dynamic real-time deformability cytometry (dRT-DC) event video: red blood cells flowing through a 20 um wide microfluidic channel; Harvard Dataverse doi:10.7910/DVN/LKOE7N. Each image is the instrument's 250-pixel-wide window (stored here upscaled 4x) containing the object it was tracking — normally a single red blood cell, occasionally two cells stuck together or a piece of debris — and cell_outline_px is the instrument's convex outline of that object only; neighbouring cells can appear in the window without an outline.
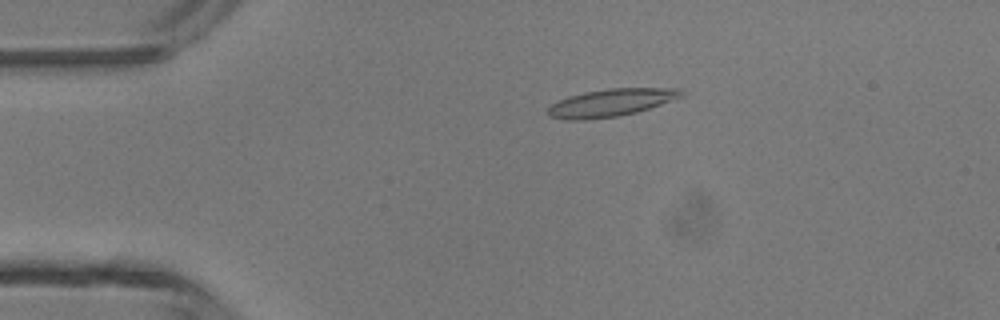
{"species": "common noctule bat (a hibernating species)", "species_latin": "Nyctalus noctula", "temperature_condition": "room temperature", "stored_images_in_passage": 48, "camera_frame_rate_fps": 3000, "um_per_image_px": 0.085, "animal": {"sex": "male", "body_mass_g": 13.3}, "frame": {"image": 1, "passage_image": 10, "time_ms": 3.0, "image_size_px": [1000, 320], "cell_outline_px": [[684, 96], [636, 112], [616, 116], [584, 120], [564, 120], [548, 116], [548, 108], [552, 104], [568, 96], [584, 92], [608, 88], [680, 88], [684, 92]], "centroid_in_image_um": [51.92, 8.72], "position_along_channel_um": 33.1, "area_um2": 21.33}}
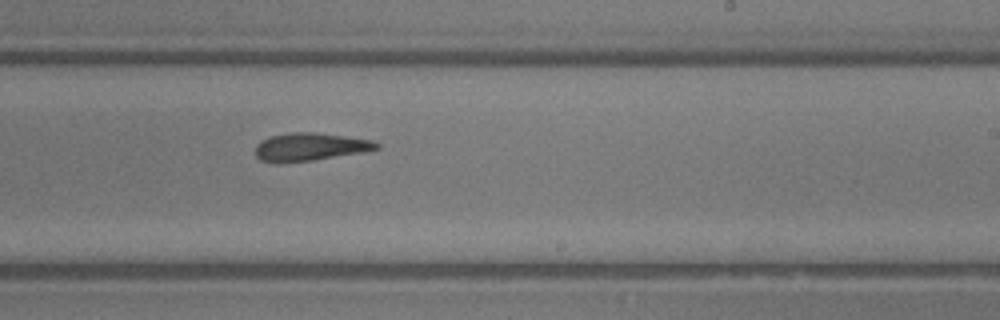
{"frame": {"image": 2, "passage_image": 29, "time_ms": 9.333, "image_size_px": [1000, 320], "cell_outline_px": [[380, 148], [364, 152], [312, 160], [260, 160], [256, 156], [256, 144], [260, 140], [272, 136], [292, 132], [316, 132], [372, 140], [380, 144]], "centroid_in_image_um": [26.42, 12.44], "position_along_channel_um": 262.6, "area_um2": 19.07}}
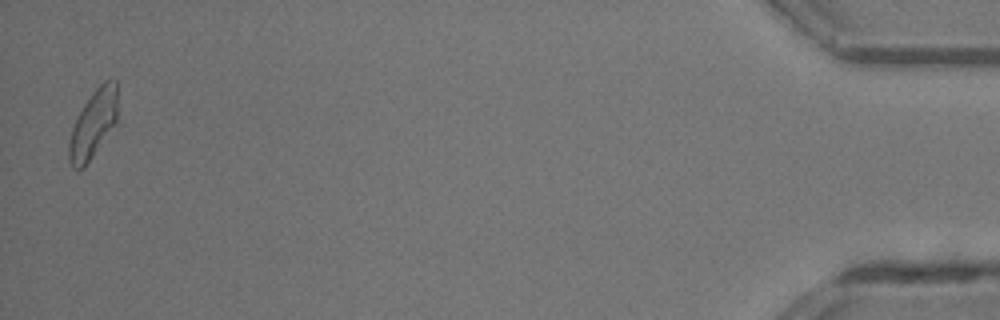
{"frame": {"image": 3, "passage_image": 47, "time_ms": 15.333, "image_size_px": [1000, 320], "cell_outline_px": [[116, 124], [84, 168], [72, 168], [68, 160], [68, 144], [72, 128], [84, 104], [92, 92], [108, 76], [116, 80]], "centroid_in_image_um": [7.92, 10.54], "position_along_channel_um": 427.3, "area_um2": 19.19}}